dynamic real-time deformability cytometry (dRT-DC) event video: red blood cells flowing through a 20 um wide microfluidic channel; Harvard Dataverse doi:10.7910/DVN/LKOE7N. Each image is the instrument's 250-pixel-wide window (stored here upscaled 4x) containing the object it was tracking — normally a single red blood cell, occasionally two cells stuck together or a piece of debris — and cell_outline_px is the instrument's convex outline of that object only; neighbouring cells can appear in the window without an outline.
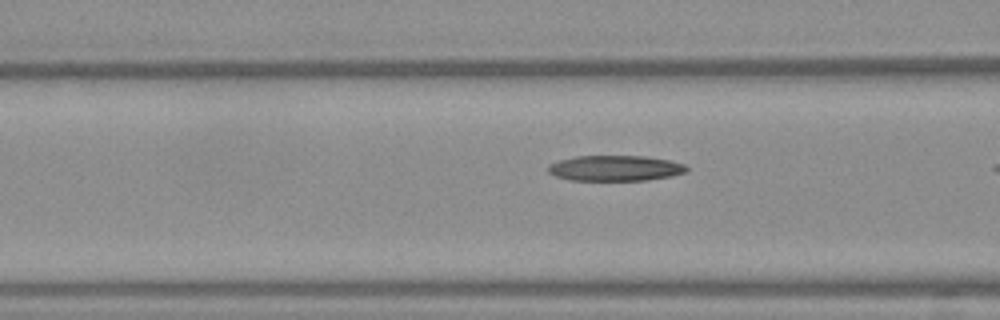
{"species": "Egyptian fruit bat (a non-hibernating species)", "species_latin": "Rousettus aegyptiacus", "temperature_condition": "warm", "stored_images_in_passage": 16, "camera_frame_rate_fps": 3000, "um_per_image_px": 0.085, "frame": {"image": 1, "passage_image": 14, "time_ms": 4.333, "image_size_px": [1000, 320], "cell_outline_px": [[688, 172], [672, 176], [644, 180], [572, 180], [556, 176], [548, 172], [548, 164], [560, 160], [576, 156], [644, 156], [668, 160], [684, 164], [688, 168]], "centroid_in_image_um": [52.3, 14.29], "position_along_channel_um": 114.3, "area_um2": 20.52}}